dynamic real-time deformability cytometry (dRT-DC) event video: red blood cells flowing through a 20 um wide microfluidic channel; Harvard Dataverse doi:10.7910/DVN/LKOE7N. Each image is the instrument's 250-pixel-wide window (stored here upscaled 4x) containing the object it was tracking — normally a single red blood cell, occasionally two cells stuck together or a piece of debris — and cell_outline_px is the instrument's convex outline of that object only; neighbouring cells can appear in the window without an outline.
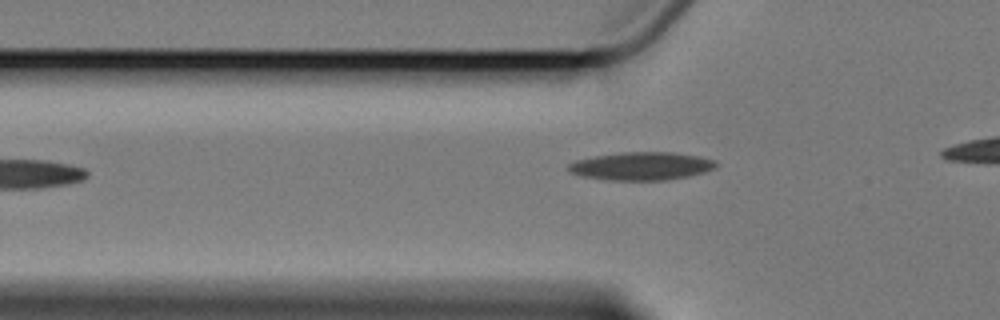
{"species": "Egyptian fruit bat (a non-hibernating species)", "species_latin": "Rousettus aegyptiacus", "temperature_condition": "cold", "stored_images_in_passage": 2, "camera_frame_rate_fps": 3000, "um_per_image_px": 0.085, "animal": {"sex": "female"}, "frame": {"image": 1, "passage_image": 2, "time_ms": 1.333, "image_size_px": [1000, 320], "cell_outline_px": [[720, 164], [716, 168], [704, 172], [688, 176], [668, 180], [604, 180], [580, 176], [568, 172], [568, 164], [576, 160], [596, 156], [624, 152], [672, 152], [700, 156], [716, 160]], "centroid_in_image_um": [54.55, 14.12], "position_along_channel_um": 71.3, "area_um2": 24.39}}